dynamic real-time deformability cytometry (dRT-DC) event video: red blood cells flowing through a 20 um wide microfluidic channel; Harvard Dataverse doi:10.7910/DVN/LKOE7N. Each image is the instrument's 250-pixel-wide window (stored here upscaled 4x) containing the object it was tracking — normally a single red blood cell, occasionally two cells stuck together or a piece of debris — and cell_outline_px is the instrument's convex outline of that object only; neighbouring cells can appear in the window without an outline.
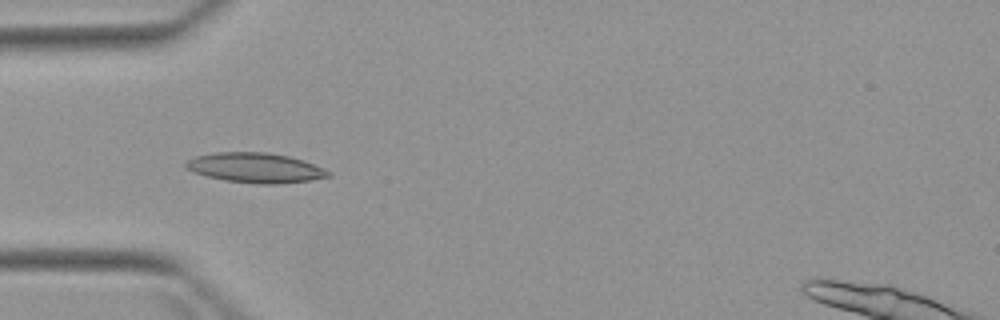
{"species": "Egyptian fruit bat (a non-hibernating species)", "species_latin": "Rousettus aegyptiacus", "temperature_condition": "warm", "stored_images_in_passage": 6, "camera_frame_rate_fps": 3000, "um_per_image_px": 0.085, "animal": {"sex": "female"}, "frame": {"image": 1, "passage_image": 4, "time_ms": 4.0, "image_size_px": [1000, 320], "cell_outline_px": [[332, 176], [308, 180], [276, 184], [256, 184], [224, 180], [208, 176], [184, 168], [184, 164], [188, 160], [196, 156], [216, 152], [264, 152], [288, 156], [324, 168], [332, 172]], "centroid_in_image_um": [21.7, 14.26], "position_along_channel_um": 63.3, "area_um2": 24.57}}
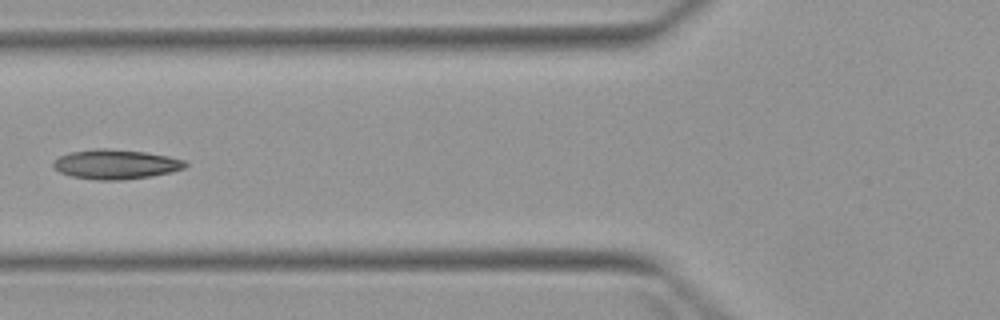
{"frame": {"image": 2, "passage_image": 5, "time_ms": 5.333, "image_size_px": [1000, 320], "cell_outline_px": [[188, 164], [184, 168], [172, 172], [152, 176], [124, 180], [96, 180], [72, 176], [60, 172], [52, 164], [52, 160], [68, 152], [96, 148], [108, 148], [144, 152], [168, 156], [184, 160]], "centroid_in_image_um": [9.83, 13.96], "position_along_channel_um": 116.0, "area_um2": 22.89}}
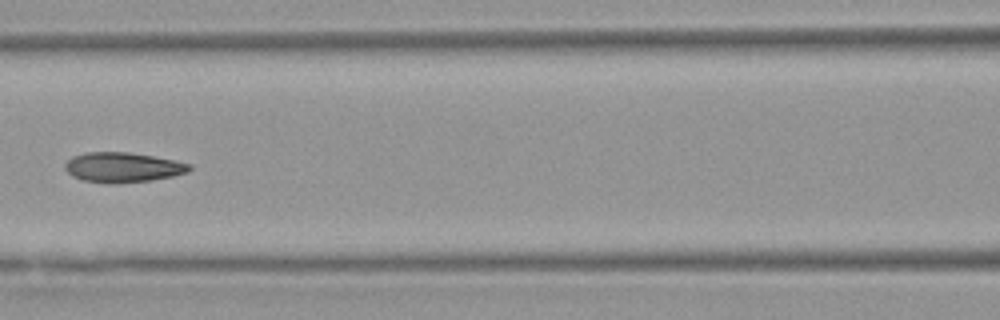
{"frame": {"image": 3, "passage_image": 6, "time_ms": 6.333, "image_size_px": [1000, 320], "cell_outline_px": [[192, 168], [188, 172], [172, 176], [152, 180], [116, 184], [112, 184], [84, 180], [72, 176], [64, 168], [64, 164], [72, 156], [84, 152], [128, 152], [176, 160], [192, 164]], "centroid_in_image_um": [10.44, 14.22], "position_along_channel_um": 156.2, "area_um2": 21.85}}